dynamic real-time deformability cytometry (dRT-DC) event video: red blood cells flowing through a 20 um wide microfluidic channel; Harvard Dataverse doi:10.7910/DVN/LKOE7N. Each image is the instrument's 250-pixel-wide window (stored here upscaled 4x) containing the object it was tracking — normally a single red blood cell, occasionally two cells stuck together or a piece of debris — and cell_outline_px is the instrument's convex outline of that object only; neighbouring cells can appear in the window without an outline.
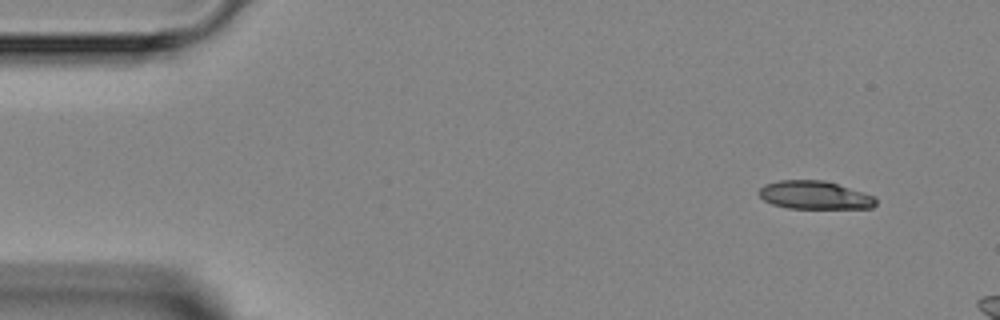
{"species": "Egyptian fruit bat (a non-hibernating species)", "species_latin": "Rousettus aegyptiacus", "temperature_condition": "room temperature", "stored_images_in_passage": 3, "camera_frame_rate_fps": 3000, "um_per_image_px": 0.085, "animal": {"sex": "female"}, "frame": {"image": 1, "passage_image": 1, "time_ms": 0.0, "image_size_px": [1000, 320], "cell_outline_px": [[876, 204], [872, 208], [788, 208], [772, 204], [764, 200], [756, 192], [764, 184], [780, 180], [824, 180], [864, 192], [876, 196]], "centroid_in_image_um": [69.24, 16.58], "position_along_channel_um": 15.8, "area_um2": 19.31}}